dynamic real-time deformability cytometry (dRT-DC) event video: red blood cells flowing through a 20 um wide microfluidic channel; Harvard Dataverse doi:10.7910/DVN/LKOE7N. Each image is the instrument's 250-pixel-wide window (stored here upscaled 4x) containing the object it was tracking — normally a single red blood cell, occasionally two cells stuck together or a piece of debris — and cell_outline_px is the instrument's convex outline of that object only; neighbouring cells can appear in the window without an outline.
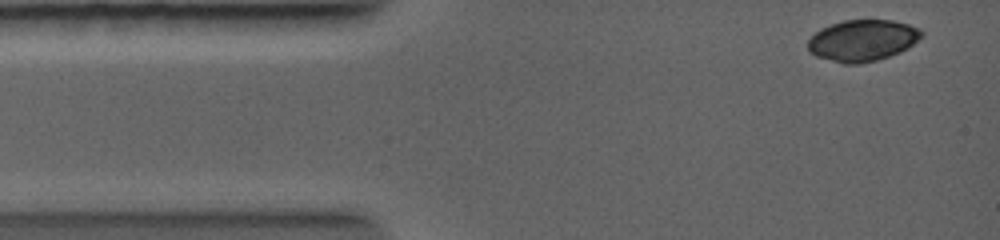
{"species": "common noctule bat (a hibernating species)", "species_latin": "Nyctalus noctula", "temperature_condition": "warm", "stored_images_in_passage": 2, "camera_frame_rate_fps": 5000, "um_per_image_px": 0.085, "animal": {"sex": "female", "body_mass_g": 19.0, "forearm_length_mm": 56.7}, "frame": {"image": 1, "passage_image": 1, "time_ms": 0.0, "image_size_px": [1000, 240], "cell_outline_px": [[924, 32], [908, 48], [900, 52], [876, 60], [856, 64], [844, 64], [816, 56], [808, 52], [808, 40], [820, 28], [844, 20], [892, 20], [908, 24], [920, 28]], "centroid_in_image_um": [73.29, 3.43], "position_along_channel_um": 11.7, "area_um2": 27.28}}